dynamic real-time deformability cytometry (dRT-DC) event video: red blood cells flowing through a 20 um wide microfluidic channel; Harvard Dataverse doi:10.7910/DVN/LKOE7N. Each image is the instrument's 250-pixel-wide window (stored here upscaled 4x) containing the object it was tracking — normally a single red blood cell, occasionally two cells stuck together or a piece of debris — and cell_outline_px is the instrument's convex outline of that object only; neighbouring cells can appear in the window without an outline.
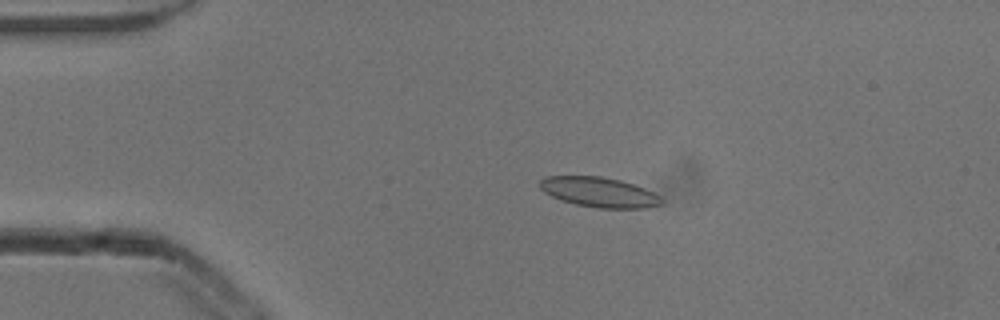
{"species": "common noctule bat (a hibernating species)", "species_latin": "Nyctalus noctula", "temperature_condition": "cold", "stored_images_in_passage": 54, "camera_frame_rate_fps": 3000, "um_per_image_px": 0.085, "animal": {"sex": "male", "body_mass_g": 13.3}, "frame": {"image": 1, "passage_image": 12, "time_ms": 3.667, "image_size_px": [1000, 320], "cell_outline_px": [[664, 204], [648, 208], [596, 208], [576, 204], [560, 200], [544, 192], [540, 188], [540, 180], [544, 176], [600, 176], [620, 180], [644, 188], [660, 196], [664, 200]], "centroid_in_image_um": [50.94, 16.34], "position_along_channel_um": 34.1, "area_um2": 21.33}}
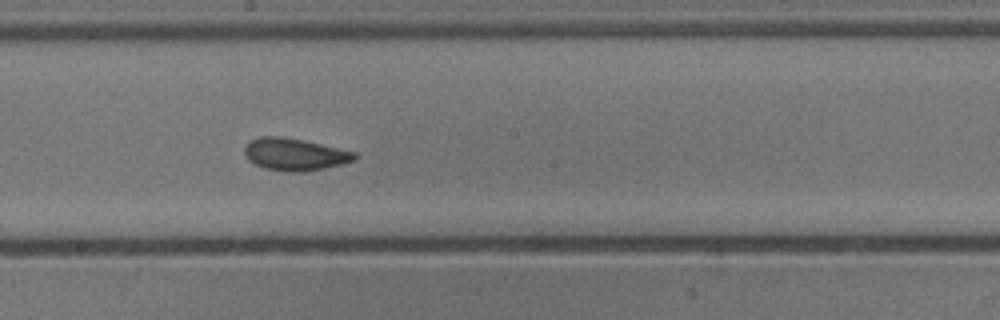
{"frame": {"image": 2, "passage_image": 30, "time_ms": 9.667, "image_size_px": [1000, 320], "cell_outline_px": [[360, 156], [356, 160], [344, 164], [304, 172], [288, 172], [264, 168], [248, 160], [244, 152], [244, 148], [252, 140], [260, 136], [284, 136], [304, 140], [356, 152]], "centroid_in_image_um": [25.1, 13.12], "position_along_channel_um": 223.1, "area_um2": 20.87}}
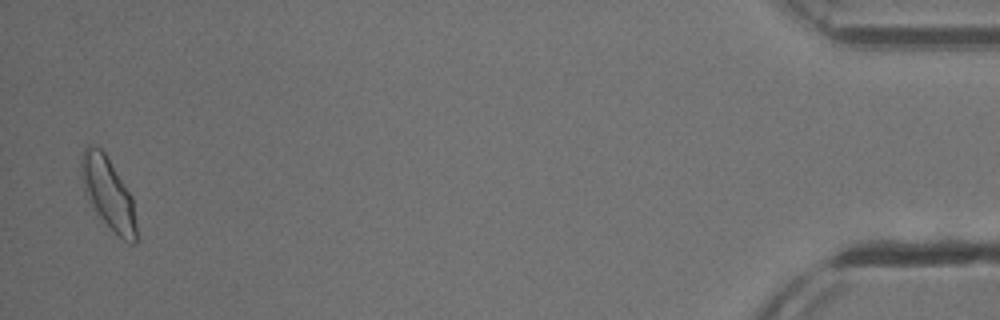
{"frame": {"image": 3, "passage_image": 53, "time_ms": 17.333, "image_size_px": [1000, 320], "cell_outline_px": [[136, 244], [128, 244], [96, 212], [84, 192], [80, 176], [80, 160], [84, 148], [88, 144], [92, 144], [100, 148], [104, 152], [132, 196], [136, 224]], "centroid_in_image_um": [9.17, 16.39], "position_along_channel_um": 426.0, "area_um2": 22.77}, "authors_computed_cell_mechanics": {"area_um2": 20.4034, "velocity_mm_per_s": 3.8599, "shape_relaxation_time_tau1_ms": 4.2233, "shape_relaxation_time_tau2_ms": 1.5172, "deformation_change_tau1": 0.0918, "deformation_change_tau2": 0.0532}}